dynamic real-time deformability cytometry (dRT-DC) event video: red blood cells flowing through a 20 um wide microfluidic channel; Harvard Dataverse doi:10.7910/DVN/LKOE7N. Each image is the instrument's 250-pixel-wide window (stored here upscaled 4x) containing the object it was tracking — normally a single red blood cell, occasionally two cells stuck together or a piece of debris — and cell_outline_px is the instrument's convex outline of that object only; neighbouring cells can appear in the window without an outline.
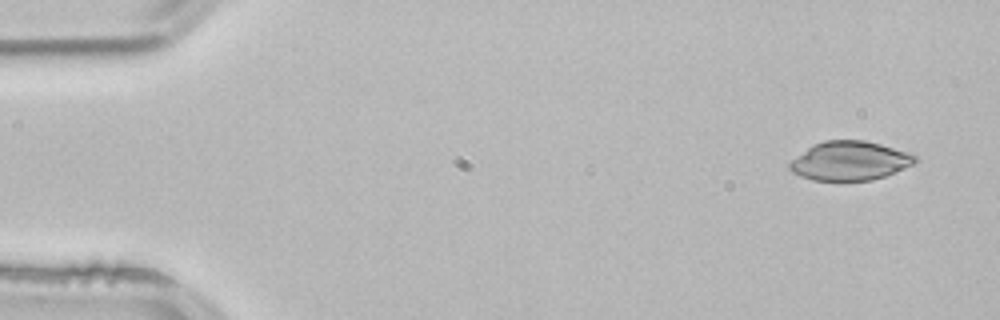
{"species": "common noctule bat (a hibernating species)", "species_latin": "Nyctalus noctula", "temperature_condition": "room temperature", "stored_images_in_passage": 4, "camera_frame_rate_fps": 3000, "um_per_image_px": 0.085, "animal": {"sex": "male", "body_mass_g": 21.5, "forearm_length_mm": 52.0}, "frame": {"image": 1, "passage_image": 1, "time_ms": 0.0, "image_size_px": [1000, 320], "cell_outline_px": [[920, 160], [904, 168], [884, 176], [872, 180], [812, 180], [800, 176], [792, 172], [788, 168], [788, 164], [792, 160], [812, 144], [824, 140], [864, 140], [880, 144], [908, 152], [920, 156]], "centroid_in_image_um": [72.24, 13.66], "position_along_channel_um": 12.8, "area_um2": 28.55}}
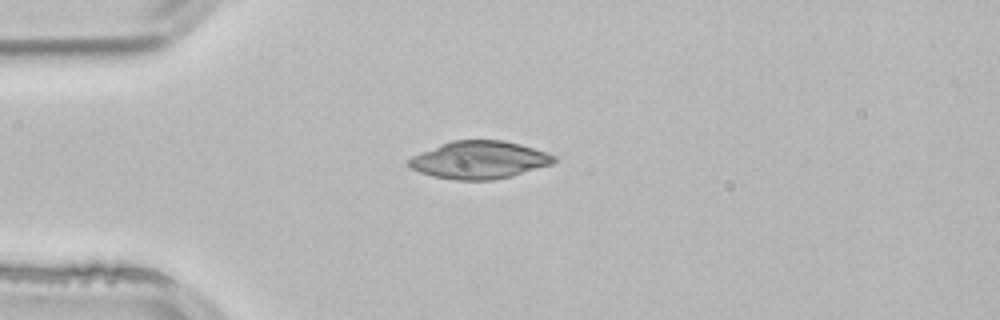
{"frame": {"image": 2, "passage_image": 3, "time_ms": 0.667, "image_size_px": [1000, 320], "cell_outline_px": [[556, 160], [552, 164], [512, 176], [492, 180], [456, 180], [432, 176], [420, 172], [412, 168], [408, 164], [408, 160], [412, 156], [440, 144], [452, 140], [504, 140], [520, 144], [556, 156]], "centroid_in_image_um": [40.73, 13.59], "position_along_channel_um": 44.3, "area_um2": 31.67}}
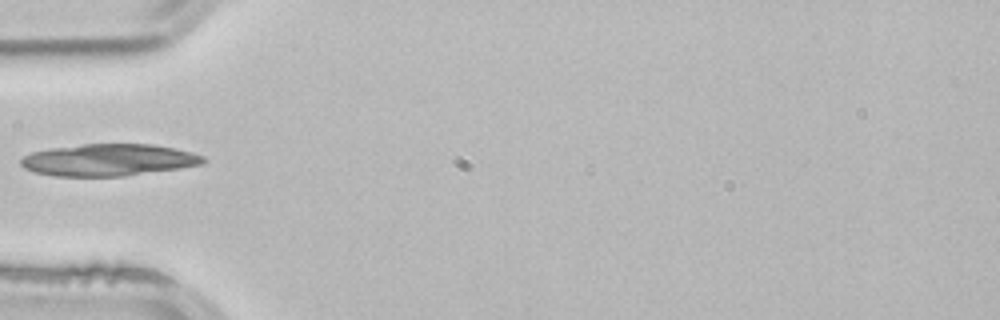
{"frame": {"image": 3, "passage_image": 4, "time_ms": 1.0, "image_size_px": [1000, 320], "cell_outline_px": [[208, 160], [200, 164], [180, 168], [124, 176], [52, 176], [36, 172], [24, 168], [20, 164], [20, 160], [24, 156], [32, 152], [52, 148], [84, 144], [152, 144], [176, 148], [192, 152], [204, 156]], "centroid_in_image_um": [9.25, 13.59], "position_along_channel_um": 75.8, "area_um2": 33.93}}